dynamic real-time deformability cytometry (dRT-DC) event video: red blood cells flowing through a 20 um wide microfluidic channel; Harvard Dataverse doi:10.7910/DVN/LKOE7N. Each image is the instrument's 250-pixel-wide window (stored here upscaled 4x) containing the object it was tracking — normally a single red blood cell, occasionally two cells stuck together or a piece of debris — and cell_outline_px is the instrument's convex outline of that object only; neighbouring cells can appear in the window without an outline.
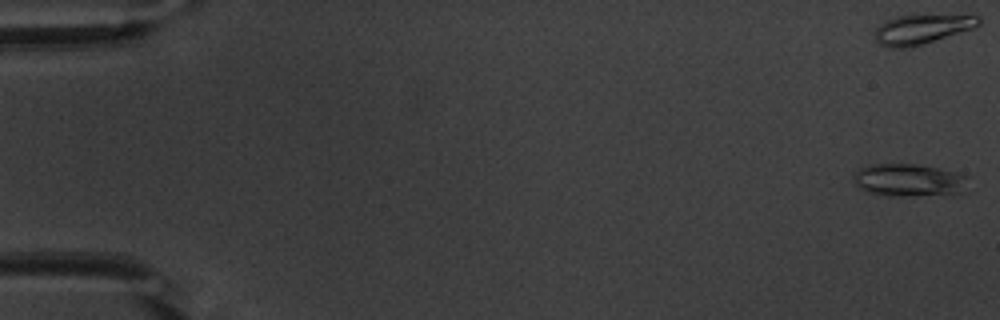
{"species": "common noctule bat (a hibernating species)", "species_latin": "Nyctalus noctula", "temperature_condition": "warm", "stored_images_in_passage": 54, "camera_frame_rate_fps": 3000, "um_per_image_px": 0.085, "animal": {"sex": "male", "body_mass_g": 20.1, "forearm_length_mm": 53.5}, "frame": {"image": 1, "passage_image": 1, "time_ms": 0.0, "image_size_px": [1000, 320], "cell_outline_px": [[968, 176], [960, 192], [904, 196], [888, 196], [864, 192], [856, 188], [852, 176], [860, 168], [872, 164], [920, 164], [956, 172]], "centroid_in_image_um": [77.12, 15.3], "position_along_channel_um": 7.9, "area_um2": 21.68}}
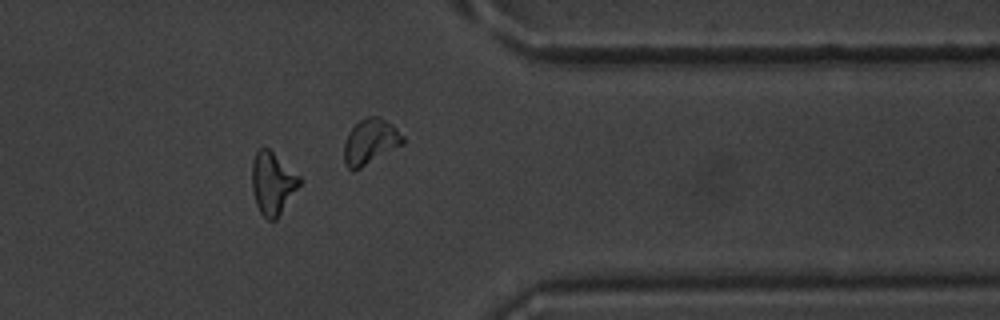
{"frame": {"image": 2, "passage_image": 44, "time_ms": 14.333, "image_size_px": [1000, 320], "cell_outline_px": [[304, 180], [276, 220], [268, 220], [260, 212], [256, 204], [252, 188], [252, 160], [256, 152], [260, 148], [268, 148], [300, 176]], "centroid_in_image_um": [23.18, 15.58], "position_along_channel_um": 388.2, "area_um2": 17.34}}
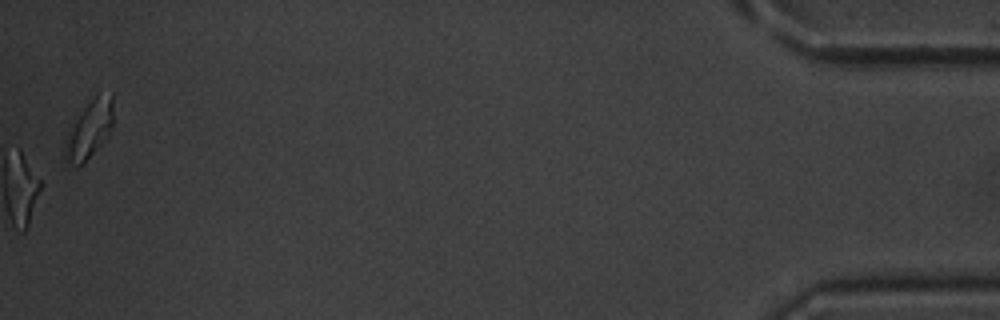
{"frame": {"image": 3, "passage_image": 54, "time_ms": 17.667, "image_size_px": [1000, 320], "cell_outline_px": [[112, 128], [108, 136], [84, 164], [76, 164], [64, 160], [64, 140], [76, 120], [84, 108], [96, 92], [112, 92]], "centroid_in_image_um": [7.61, 10.98], "position_along_channel_um": 427.6, "area_um2": 16.18}, "authors_computed_cell_mechanics": {"area_um2": 17.3978, "velocity_mm_per_s": 3.8354, "shape_relaxation_time_tau1_ms": 4.0703, "shape_relaxation_time_tau2_ms": 6.1757, "deformation_change_tau1": 0.1806, "deformation_change_tau2": 0.1775}}